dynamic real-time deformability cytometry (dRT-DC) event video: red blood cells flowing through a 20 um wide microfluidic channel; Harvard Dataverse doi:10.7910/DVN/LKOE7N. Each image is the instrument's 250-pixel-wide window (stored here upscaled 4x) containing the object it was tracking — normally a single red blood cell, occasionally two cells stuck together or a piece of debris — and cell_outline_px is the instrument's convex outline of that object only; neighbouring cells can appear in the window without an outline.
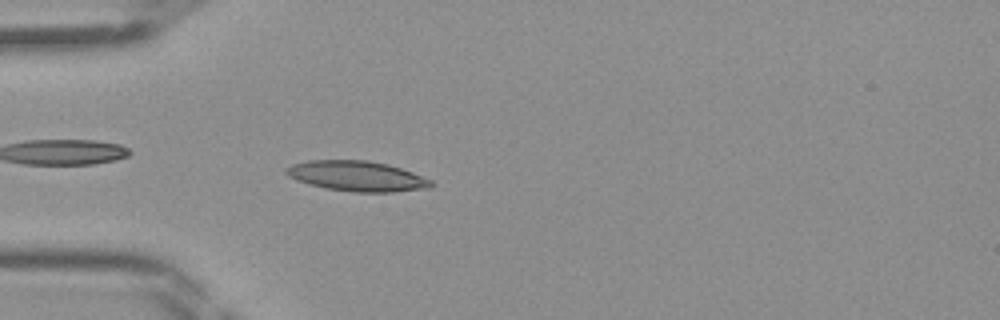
{"species": "Egyptian fruit bat (a non-hibernating species)", "species_latin": "Rousettus aegyptiacus", "temperature_condition": "room temperature", "stored_images_in_passage": 44, "camera_frame_rate_fps": 3000, "um_per_image_px": 0.085, "frame": {"image": 1, "passage_image": 12, "time_ms": 3.667, "image_size_px": [1000, 320], "cell_outline_px": [[436, 184], [432, 188], [396, 192], [356, 192], [324, 188], [296, 180], [288, 176], [284, 172], [284, 168], [292, 164], [308, 160], [368, 160], [388, 164], [412, 172], [432, 180]], "centroid_in_image_um": [30.37, 14.97], "position_along_channel_um": 54.6, "area_um2": 25.84}}
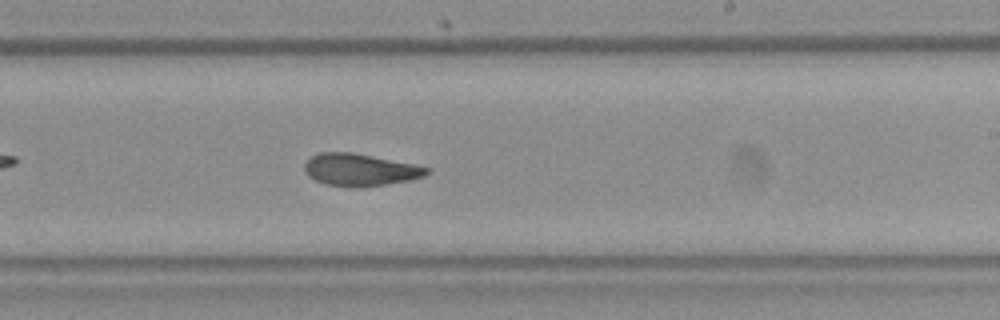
{"frame": {"image": 2, "passage_image": 26, "time_ms": 8.333, "image_size_px": [1000, 320], "cell_outline_px": [[428, 172], [424, 176], [412, 180], [384, 184], [324, 184], [308, 176], [304, 172], [304, 164], [312, 156], [320, 152], [352, 152], [412, 164], [428, 168]], "centroid_in_image_um": [30.57, 14.39], "position_along_channel_um": 258.4, "area_um2": 21.91}}
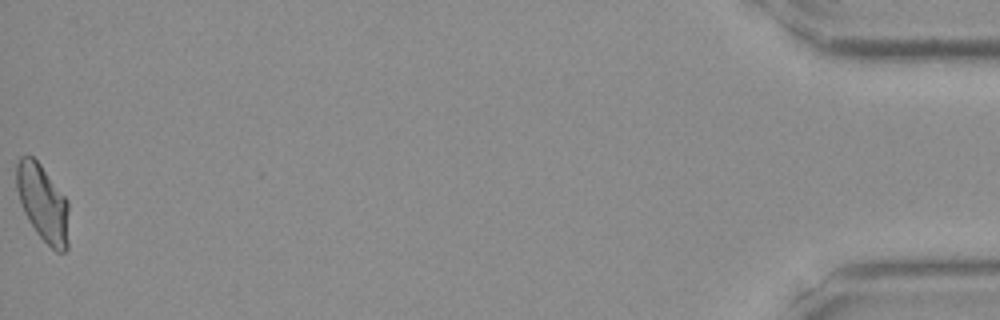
{"frame": {"image": 3, "passage_image": 44, "time_ms": 14.333, "image_size_px": [1000, 320], "cell_outline_px": [[68, 248], [64, 252], [56, 252], [36, 232], [28, 220], [24, 212], [16, 188], [16, 164], [20, 156], [32, 156], [40, 164], [68, 200]], "centroid_in_image_um": [3.65, 17.26], "position_along_channel_um": 431.6, "area_um2": 23.41}}